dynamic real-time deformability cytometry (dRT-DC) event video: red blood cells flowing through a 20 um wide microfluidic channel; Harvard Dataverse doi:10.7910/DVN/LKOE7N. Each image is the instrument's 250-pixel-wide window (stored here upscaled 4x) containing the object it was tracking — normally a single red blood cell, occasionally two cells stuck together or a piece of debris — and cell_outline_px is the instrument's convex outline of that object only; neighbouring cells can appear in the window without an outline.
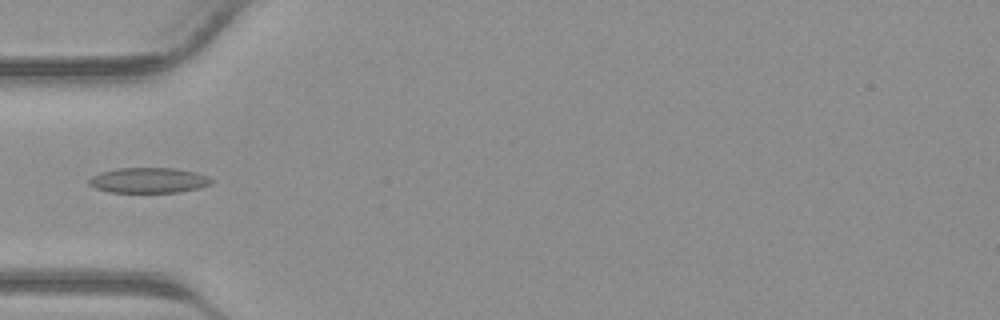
{"species": "common noctule bat (a hibernating species)", "species_latin": "Nyctalus noctula", "temperature_condition": "warm", "stored_images_in_passage": 41, "camera_frame_rate_fps": 3000, "um_per_image_px": 0.085, "animal": {"sex": "male", "body_mass_g": 23.1, "forearm_length_mm": 52.7}, "frame": {"image": 1, "passage_image": 14, "time_ms": 4.333, "image_size_px": [1000, 320], "cell_outline_px": [[212, 184], [200, 188], [176, 192], [108, 192], [96, 188], [88, 184], [88, 180], [92, 176], [100, 172], [116, 168], [176, 168], [196, 172], [208, 176], [212, 180]], "centroid_in_image_um": [12.63, 15.32], "position_along_channel_um": 72.4, "area_um2": 18.15}}
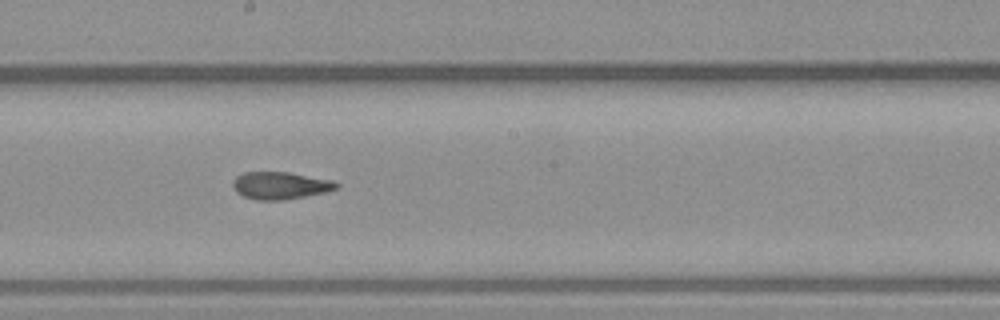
{"frame": {"image": 2, "passage_image": 23, "time_ms": 7.333, "image_size_px": [1000, 320], "cell_outline_px": [[340, 188], [324, 192], [284, 200], [256, 200], [244, 196], [236, 192], [232, 184], [232, 180], [236, 176], [244, 172], [288, 172], [332, 180], [340, 184]], "centroid_in_image_um": [23.82, 15.76], "position_along_channel_um": 224.4, "area_um2": 16.53}}
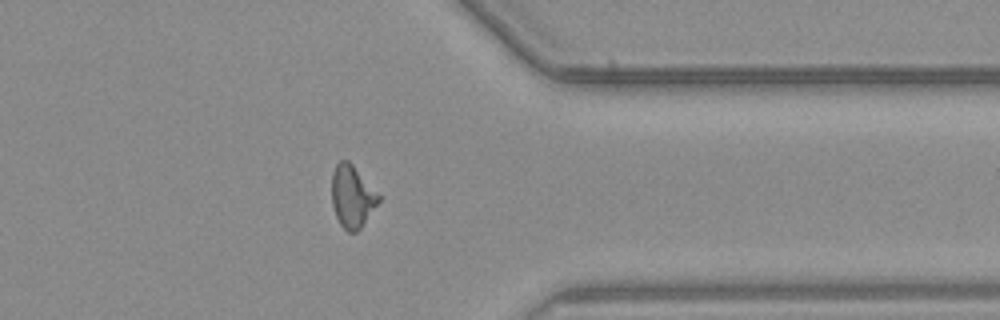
{"frame": {"image": 3, "passage_image": 33, "time_ms": 10.667, "image_size_px": [1000, 320], "cell_outline_px": [[380, 200], [360, 228], [356, 232], [348, 232], [340, 224], [336, 216], [332, 204], [332, 172], [336, 164], [340, 160], [348, 160], [352, 164], [380, 196]], "centroid_in_image_um": [29.91, 16.69], "position_along_channel_um": 381.5, "area_um2": 16.7}}